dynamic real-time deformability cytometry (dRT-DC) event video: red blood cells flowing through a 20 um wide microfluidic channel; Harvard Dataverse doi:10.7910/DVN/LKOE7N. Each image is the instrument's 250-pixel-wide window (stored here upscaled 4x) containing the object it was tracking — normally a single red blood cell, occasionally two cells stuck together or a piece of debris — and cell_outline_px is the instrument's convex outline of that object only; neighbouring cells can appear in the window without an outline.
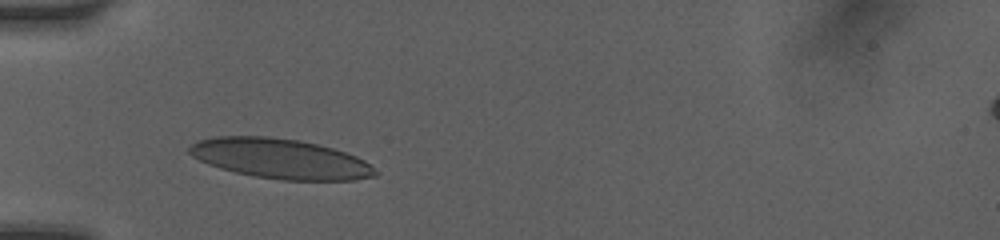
{"species": "human", "species_latin": "Homo sapiens", "temperature_condition": "room temperature", "stored_images_in_passage": 31, "camera_frame_rate_fps": 3000, "um_per_image_px": 0.085, "donor": {"sex": "female"}, "frame": {"image": 1, "passage_image": 1, "time_ms": 0.0, "image_size_px": [1000, 240], "cell_outline_px": [[376, 176], [356, 180], [280, 180], [252, 176], [220, 168], [208, 164], [192, 156], [188, 152], [188, 148], [196, 140], [212, 136], [268, 136], [300, 140], [332, 148], [356, 156], [364, 160], [376, 172]], "centroid_in_image_um": [23.78, 13.48], "position_along_channel_um": 61.2, "area_um2": 43.29}}
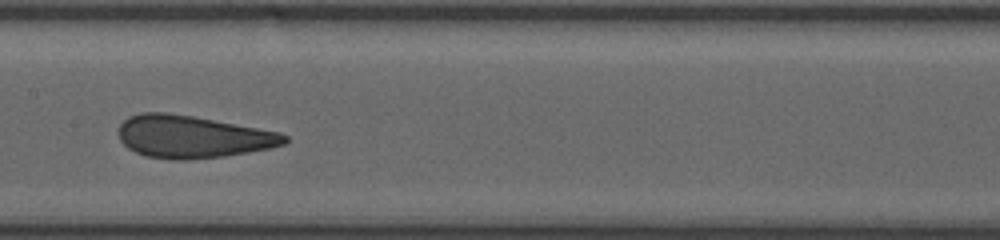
{"frame": {"image": 2, "passage_image": 11, "time_ms": 3.333, "image_size_px": [1000, 240], "cell_outline_px": [[288, 140], [284, 144], [268, 148], [248, 152], [224, 156], [188, 160], [176, 160], [144, 156], [128, 148], [120, 140], [120, 124], [128, 116], [140, 112], [164, 112], [192, 116], [280, 132], [288, 136]], "centroid_in_image_um": [16.34, 11.62], "position_along_channel_um": 191.1, "area_um2": 40.86}}
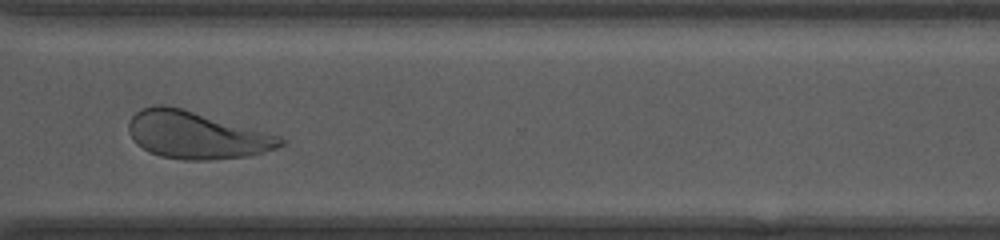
{"frame": {"image": 3, "passage_image": 23, "time_ms": 7.333, "image_size_px": [1000, 240], "cell_outline_px": [[284, 144], [276, 148], [264, 152], [248, 156], [208, 160], [184, 160], [160, 156], [148, 152], [136, 144], [128, 128], [128, 124], [132, 116], [140, 108], [156, 104], [164, 104], [184, 108], [280, 136], [284, 140]], "centroid_in_image_um": [16.66, 11.47], "position_along_channel_um": 353.9, "area_um2": 41.96}, "authors_computed_cell_mechanics": {"area_um2": 40.6334, "velocity_mm_per_s": 4.0897, "shape_relaxation_time_tau1_ms": 8.7727, "shape_relaxation_time_tau2_ms": 1.1184, "deformation_change_tau1": 0.2433, "deformation_change_tau2": 0.0843}}